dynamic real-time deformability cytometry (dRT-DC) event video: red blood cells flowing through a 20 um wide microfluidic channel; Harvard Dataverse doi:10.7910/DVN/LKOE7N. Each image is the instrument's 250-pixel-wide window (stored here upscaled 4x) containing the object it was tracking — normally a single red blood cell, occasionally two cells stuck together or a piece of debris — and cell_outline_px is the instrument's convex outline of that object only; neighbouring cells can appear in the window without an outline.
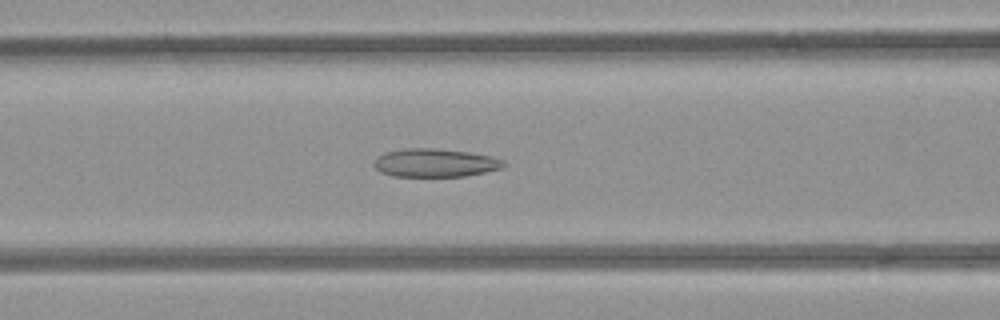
{"species": "common noctule bat (a hibernating species)", "species_latin": "Nyctalus noctula", "temperature_condition": "room temperature", "stored_images_in_passage": 52, "camera_frame_rate_fps": 3000, "um_per_image_px": 0.085, "animal": {"sex": "female", "body_mass_g": 21.9}, "frame": {"image": 1, "passage_image": 21, "time_ms": 6.667, "image_size_px": [1000, 320], "cell_outline_px": [[508, 164], [500, 168], [484, 172], [464, 176], [392, 176], [380, 172], [372, 164], [384, 152], [404, 148], [432, 148], [468, 152], [492, 156], [504, 160]], "centroid_in_image_um": [36.98, 13.84], "position_along_channel_um": 129.6, "area_um2": 21.33}}
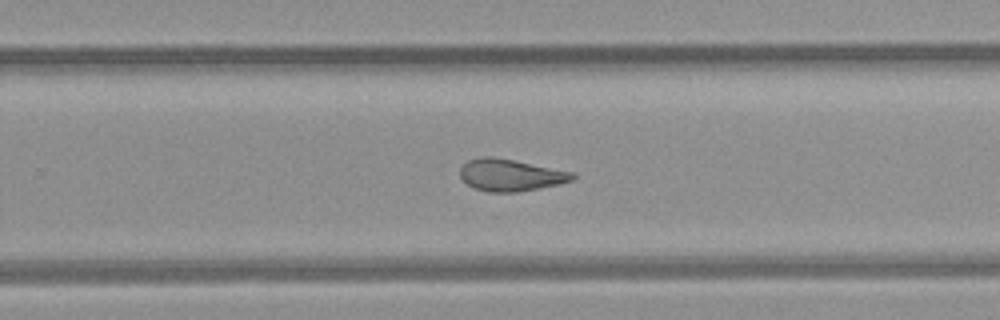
{"frame": {"image": 2, "passage_image": 33, "time_ms": 10.667, "image_size_px": [1000, 320], "cell_outline_px": [[576, 176], [572, 180], [560, 184], [540, 188], [516, 192], [488, 192], [476, 188], [468, 184], [460, 176], [460, 168], [468, 160], [480, 156], [492, 156], [576, 172]], "centroid_in_image_um": [43.42, 14.87], "position_along_channel_um": 286.4, "area_um2": 20.98}}
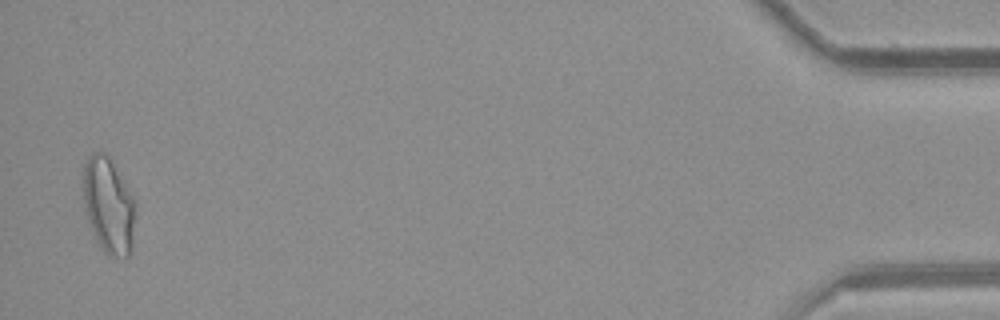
{"frame": {"image": 3, "passage_image": 51, "time_ms": 16.667, "image_size_px": [1000, 320], "cell_outline_px": [[136, 204], [132, 252], [128, 256], [108, 256], [100, 248], [88, 220], [84, 200], [80, 172], [88, 156], [100, 148], [108, 156], [136, 200]], "centroid_in_image_um": [9.22, 17.43], "position_along_channel_um": 426.0, "area_um2": 29.77}, "authors_computed_cell_mechanics": {"area_um2": 23.1489, "velocity_mm_per_s": 3.9268, "shape_relaxation_time_tau1_ms": null, "shape_relaxation_time_tau2_ms": 3.2462, "deformation_change_tau1": null, "deformation_change_tau2": 0.1197}}